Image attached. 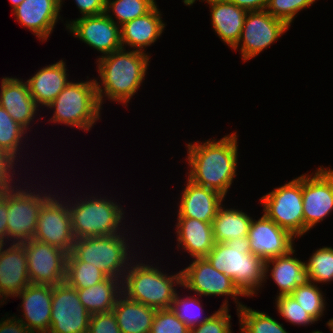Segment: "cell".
Listing matches in <instances>:
<instances>
[{"label": "cell", "instance_id": "cell-49", "mask_svg": "<svg viewBox=\"0 0 333 333\" xmlns=\"http://www.w3.org/2000/svg\"><path fill=\"white\" fill-rule=\"evenodd\" d=\"M196 0H183L184 4L187 6L192 5L193 3H195Z\"/></svg>", "mask_w": 333, "mask_h": 333}, {"label": "cell", "instance_id": "cell-36", "mask_svg": "<svg viewBox=\"0 0 333 333\" xmlns=\"http://www.w3.org/2000/svg\"><path fill=\"white\" fill-rule=\"evenodd\" d=\"M26 129L17 123L0 105V148L8 152L15 160Z\"/></svg>", "mask_w": 333, "mask_h": 333}, {"label": "cell", "instance_id": "cell-47", "mask_svg": "<svg viewBox=\"0 0 333 333\" xmlns=\"http://www.w3.org/2000/svg\"><path fill=\"white\" fill-rule=\"evenodd\" d=\"M246 11L265 10L269 0H228Z\"/></svg>", "mask_w": 333, "mask_h": 333}, {"label": "cell", "instance_id": "cell-9", "mask_svg": "<svg viewBox=\"0 0 333 333\" xmlns=\"http://www.w3.org/2000/svg\"><path fill=\"white\" fill-rule=\"evenodd\" d=\"M15 189L6 191L7 239L20 244L34 238L39 212L52 195Z\"/></svg>", "mask_w": 333, "mask_h": 333}, {"label": "cell", "instance_id": "cell-4", "mask_svg": "<svg viewBox=\"0 0 333 333\" xmlns=\"http://www.w3.org/2000/svg\"><path fill=\"white\" fill-rule=\"evenodd\" d=\"M129 268L122 280V294L155 309H169L177 294L174 286H182V271L164 274L157 267L138 263ZM131 266V267H130Z\"/></svg>", "mask_w": 333, "mask_h": 333}, {"label": "cell", "instance_id": "cell-14", "mask_svg": "<svg viewBox=\"0 0 333 333\" xmlns=\"http://www.w3.org/2000/svg\"><path fill=\"white\" fill-rule=\"evenodd\" d=\"M51 197L41 208L33 239L57 247L67 254L72 251L75 238L67 202ZM67 203V204H66Z\"/></svg>", "mask_w": 333, "mask_h": 333}, {"label": "cell", "instance_id": "cell-34", "mask_svg": "<svg viewBox=\"0 0 333 333\" xmlns=\"http://www.w3.org/2000/svg\"><path fill=\"white\" fill-rule=\"evenodd\" d=\"M307 280L314 283L333 281V248L322 247L305 262Z\"/></svg>", "mask_w": 333, "mask_h": 333}, {"label": "cell", "instance_id": "cell-10", "mask_svg": "<svg viewBox=\"0 0 333 333\" xmlns=\"http://www.w3.org/2000/svg\"><path fill=\"white\" fill-rule=\"evenodd\" d=\"M288 29L289 25L286 22L273 17L266 9L249 11L245 17L241 37L233 49L237 50L241 46V58L247 61L258 56Z\"/></svg>", "mask_w": 333, "mask_h": 333}, {"label": "cell", "instance_id": "cell-43", "mask_svg": "<svg viewBox=\"0 0 333 333\" xmlns=\"http://www.w3.org/2000/svg\"><path fill=\"white\" fill-rule=\"evenodd\" d=\"M15 159L4 149L0 148V192L15 188L11 185L13 180L12 176L15 171H11L14 168ZM14 172V173H11Z\"/></svg>", "mask_w": 333, "mask_h": 333}, {"label": "cell", "instance_id": "cell-40", "mask_svg": "<svg viewBox=\"0 0 333 333\" xmlns=\"http://www.w3.org/2000/svg\"><path fill=\"white\" fill-rule=\"evenodd\" d=\"M228 301L225 299L221 307L203 323L190 328L189 333H232L231 315H229Z\"/></svg>", "mask_w": 333, "mask_h": 333}, {"label": "cell", "instance_id": "cell-41", "mask_svg": "<svg viewBox=\"0 0 333 333\" xmlns=\"http://www.w3.org/2000/svg\"><path fill=\"white\" fill-rule=\"evenodd\" d=\"M190 328L169 309H158L150 333H189Z\"/></svg>", "mask_w": 333, "mask_h": 333}, {"label": "cell", "instance_id": "cell-44", "mask_svg": "<svg viewBox=\"0 0 333 333\" xmlns=\"http://www.w3.org/2000/svg\"><path fill=\"white\" fill-rule=\"evenodd\" d=\"M82 17L97 16L105 13L106 0H75Z\"/></svg>", "mask_w": 333, "mask_h": 333}, {"label": "cell", "instance_id": "cell-37", "mask_svg": "<svg viewBox=\"0 0 333 333\" xmlns=\"http://www.w3.org/2000/svg\"><path fill=\"white\" fill-rule=\"evenodd\" d=\"M171 310L189 328L198 326L199 324L205 322L210 317V316L208 317L204 316V318L201 319L202 318L200 317L202 316L201 312L204 310H202V305L199 301V298L196 299L195 296L193 297L188 296L185 299L178 296L177 293L172 302Z\"/></svg>", "mask_w": 333, "mask_h": 333}, {"label": "cell", "instance_id": "cell-46", "mask_svg": "<svg viewBox=\"0 0 333 333\" xmlns=\"http://www.w3.org/2000/svg\"><path fill=\"white\" fill-rule=\"evenodd\" d=\"M7 238V203L6 191L0 192V245H6ZM5 241V242H4Z\"/></svg>", "mask_w": 333, "mask_h": 333}, {"label": "cell", "instance_id": "cell-28", "mask_svg": "<svg viewBox=\"0 0 333 333\" xmlns=\"http://www.w3.org/2000/svg\"><path fill=\"white\" fill-rule=\"evenodd\" d=\"M112 311L121 333H150L157 309L121 294Z\"/></svg>", "mask_w": 333, "mask_h": 333}, {"label": "cell", "instance_id": "cell-19", "mask_svg": "<svg viewBox=\"0 0 333 333\" xmlns=\"http://www.w3.org/2000/svg\"><path fill=\"white\" fill-rule=\"evenodd\" d=\"M61 6L62 0H24L13 12L21 25L47 41L60 19Z\"/></svg>", "mask_w": 333, "mask_h": 333}, {"label": "cell", "instance_id": "cell-35", "mask_svg": "<svg viewBox=\"0 0 333 333\" xmlns=\"http://www.w3.org/2000/svg\"><path fill=\"white\" fill-rule=\"evenodd\" d=\"M317 286V283L306 280L290 294L316 321L320 320L326 307L324 295Z\"/></svg>", "mask_w": 333, "mask_h": 333}, {"label": "cell", "instance_id": "cell-11", "mask_svg": "<svg viewBox=\"0 0 333 333\" xmlns=\"http://www.w3.org/2000/svg\"><path fill=\"white\" fill-rule=\"evenodd\" d=\"M52 311L48 333H88L91 314L77 290L65 282L52 288Z\"/></svg>", "mask_w": 333, "mask_h": 333}, {"label": "cell", "instance_id": "cell-52", "mask_svg": "<svg viewBox=\"0 0 333 333\" xmlns=\"http://www.w3.org/2000/svg\"><path fill=\"white\" fill-rule=\"evenodd\" d=\"M311 333H323V332H320V331H313Z\"/></svg>", "mask_w": 333, "mask_h": 333}, {"label": "cell", "instance_id": "cell-32", "mask_svg": "<svg viewBox=\"0 0 333 333\" xmlns=\"http://www.w3.org/2000/svg\"><path fill=\"white\" fill-rule=\"evenodd\" d=\"M241 333H288L274 318L242 305L237 310Z\"/></svg>", "mask_w": 333, "mask_h": 333}, {"label": "cell", "instance_id": "cell-22", "mask_svg": "<svg viewBox=\"0 0 333 333\" xmlns=\"http://www.w3.org/2000/svg\"><path fill=\"white\" fill-rule=\"evenodd\" d=\"M0 105L26 130L38 110L27 82L13 77H3L1 81Z\"/></svg>", "mask_w": 333, "mask_h": 333}, {"label": "cell", "instance_id": "cell-5", "mask_svg": "<svg viewBox=\"0 0 333 333\" xmlns=\"http://www.w3.org/2000/svg\"><path fill=\"white\" fill-rule=\"evenodd\" d=\"M46 107L54 108L51 122L89 131L100 118L102 109L96 93L95 79L69 82Z\"/></svg>", "mask_w": 333, "mask_h": 333}, {"label": "cell", "instance_id": "cell-29", "mask_svg": "<svg viewBox=\"0 0 333 333\" xmlns=\"http://www.w3.org/2000/svg\"><path fill=\"white\" fill-rule=\"evenodd\" d=\"M121 283L120 279L107 277L94 286L78 289L77 293L81 303L91 315L107 313L112 311L118 297L122 294Z\"/></svg>", "mask_w": 333, "mask_h": 333}, {"label": "cell", "instance_id": "cell-16", "mask_svg": "<svg viewBox=\"0 0 333 333\" xmlns=\"http://www.w3.org/2000/svg\"><path fill=\"white\" fill-rule=\"evenodd\" d=\"M66 28L76 38L101 52L103 56L122 48L120 26L109 13L81 16L66 24Z\"/></svg>", "mask_w": 333, "mask_h": 333}, {"label": "cell", "instance_id": "cell-13", "mask_svg": "<svg viewBox=\"0 0 333 333\" xmlns=\"http://www.w3.org/2000/svg\"><path fill=\"white\" fill-rule=\"evenodd\" d=\"M312 175L302 174L304 234L333 210V170L320 166Z\"/></svg>", "mask_w": 333, "mask_h": 333}, {"label": "cell", "instance_id": "cell-48", "mask_svg": "<svg viewBox=\"0 0 333 333\" xmlns=\"http://www.w3.org/2000/svg\"><path fill=\"white\" fill-rule=\"evenodd\" d=\"M24 0H10L13 10H15Z\"/></svg>", "mask_w": 333, "mask_h": 333}, {"label": "cell", "instance_id": "cell-50", "mask_svg": "<svg viewBox=\"0 0 333 333\" xmlns=\"http://www.w3.org/2000/svg\"><path fill=\"white\" fill-rule=\"evenodd\" d=\"M327 326L331 329V331L333 332V318H331L328 322H327Z\"/></svg>", "mask_w": 333, "mask_h": 333}, {"label": "cell", "instance_id": "cell-7", "mask_svg": "<svg viewBox=\"0 0 333 333\" xmlns=\"http://www.w3.org/2000/svg\"><path fill=\"white\" fill-rule=\"evenodd\" d=\"M122 236L123 233L119 232L110 236L77 239L71 253L79 261L100 268L107 277L123 280L131 257L128 251L130 247L125 242L128 240Z\"/></svg>", "mask_w": 333, "mask_h": 333}, {"label": "cell", "instance_id": "cell-45", "mask_svg": "<svg viewBox=\"0 0 333 333\" xmlns=\"http://www.w3.org/2000/svg\"><path fill=\"white\" fill-rule=\"evenodd\" d=\"M2 318L0 321V333H32L18 318ZM5 319V320H4Z\"/></svg>", "mask_w": 333, "mask_h": 333}, {"label": "cell", "instance_id": "cell-12", "mask_svg": "<svg viewBox=\"0 0 333 333\" xmlns=\"http://www.w3.org/2000/svg\"><path fill=\"white\" fill-rule=\"evenodd\" d=\"M27 255L31 284L59 285L65 281L67 253L47 243L30 239L20 243Z\"/></svg>", "mask_w": 333, "mask_h": 333}, {"label": "cell", "instance_id": "cell-17", "mask_svg": "<svg viewBox=\"0 0 333 333\" xmlns=\"http://www.w3.org/2000/svg\"><path fill=\"white\" fill-rule=\"evenodd\" d=\"M248 239L251 253L266 261L292 250L295 237L263 214L259 220L252 219Z\"/></svg>", "mask_w": 333, "mask_h": 333}, {"label": "cell", "instance_id": "cell-24", "mask_svg": "<svg viewBox=\"0 0 333 333\" xmlns=\"http://www.w3.org/2000/svg\"><path fill=\"white\" fill-rule=\"evenodd\" d=\"M161 16L156 5L149 13L120 26L122 48L128 45L145 53L143 49L154 44L165 28Z\"/></svg>", "mask_w": 333, "mask_h": 333}, {"label": "cell", "instance_id": "cell-51", "mask_svg": "<svg viewBox=\"0 0 333 333\" xmlns=\"http://www.w3.org/2000/svg\"><path fill=\"white\" fill-rule=\"evenodd\" d=\"M2 297V298H1ZM0 298L2 299V300H0L1 301V303L0 304H2L3 302H4V298H3V296H2V294L0 293ZM3 301V302H2Z\"/></svg>", "mask_w": 333, "mask_h": 333}, {"label": "cell", "instance_id": "cell-39", "mask_svg": "<svg viewBox=\"0 0 333 333\" xmlns=\"http://www.w3.org/2000/svg\"><path fill=\"white\" fill-rule=\"evenodd\" d=\"M315 1L316 0H269L266 11L290 26L296 14L302 9L310 7Z\"/></svg>", "mask_w": 333, "mask_h": 333}, {"label": "cell", "instance_id": "cell-23", "mask_svg": "<svg viewBox=\"0 0 333 333\" xmlns=\"http://www.w3.org/2000/svg\"><path fill=\"white\" fill-rule=\"evenodd\" d=\"M202 1L207 2L211 7V21L215 33L226 45L233 49L241 37L248 11L228 0Z\"/></svg>", "mask_w": 333, "mask_h": 333}, {"label": "cell", "instance_id": "cell-2", "mask_svg": "<svg viewBox=\"0 0 333 333\" xmlns=\"http://www.w3.org/2000/svg\"><path fill=\"white\" fill-rule=\"evenodd\" d=\"M149 57L143 52L126 51L125 48L99 57L97 71L102 82L95 80V84L100 106L106 96L125 105L129 103L145 78Z\"/></svg>", "mask_w": 333, "mask_h": 333}, {"label": "cell", "instance_id": "cell-15", "mask_svg": "<svg viewBox=\"0 0 333 333\" xmlns=\"http://www.w3.org/2000/svg\"><path fill=\"white\" fill-rule=\"evenodd\" d=\"M182 271V286L199 296H231L237 310L243 305L237 296H244L232 279L216 270L206 258H194ZM237 300V301H236Z\"/></svg>", "mask_w": 333, "mask_h": 333}, {"label": "cell", "instance_id": "cell-26", "mask_svg": "<svg viewBox=\"0 0 333 333\" xmlns=\"http://www.w3.org/2000/svg\"><path fill=\"white\" fill-rule=\"evenodd\" d=\"M66 65L63 60L40 69L28 79L29 92L39 106H48L70 82L67 79Z\"/></svg>", "mask_w": 333, "mask_h": 333}, {"label": "cell", "instance_id": "cell-31", "mask_svg": "<svg viewBox=\"0 0 333 333\" xmlns=\"http://www.w3.org/2000/svg\"><path fill=\"white\" fill-rule=\"evenodd\" d=\"M107 276L90 263L79 261L71 252L67 255L65 283L72 288L84 289L105 280Z\"/></svg>", "mask_w": 333, "mask_h": 333}, {"label": "cell", "instance_id": "cell-8", "mask_svg": "<svg viewBox=\"0 0 333 333\" xmlns=\"http://www.w3.org/2000/svg\"><path fill=\"white\" fill-rule=\"evenodd\" d=\"M263 214L295 238L304 235L302 175L260 199Z\"/></svg>", "mask_w": 333, "mask_h": 333}, {"label": "cell", "instance_id": "cell-30", "mask_svg": "<svg viewBox=\"0 0 333 333\" xmlns=\"http://www.w3.org/2000/svg\"><path fill=\"white\" fill-rule=\"evenodd\" d=\"M219 207L212 221L215 243H226L240 237H248L252 217L238 209Z\"/></svg>", "mask_w": 333, "mask_h": 333}, {"label": "cell", "instance_id": "cell-42", "mask_svg": "<svg viewBox=\"0 0 333 333\" xmlns=\"http://www.w3.org/2000/svg\"><path fill=\"white\" fill-rule=\"evenodd\" d=\"M88 333H121L113 311L92 314Z\"/></svg>", "mask_w": 333, "mask_h": 333}, {"label": "cell", "instance_id": "cell-20", "mask_svg": "<svg viewBox=\"0 0 333 333\" xmlns=\"http://www.w3.org/2000/svg\"><path fill=\"white\" fill-rule=\"evenodd\" d=\"M11 244L6 249L0 245V293L4 299L17 297L31 283L24 247L17 243Z\"/></svg>", "mask_w": 333, "mask_h": 333}, {"label": "cell", "instance_id": "cell-3", "mask_svg": "<svg viewBox=\"0 0 333 333\" xmlns=\"http://www.w3.org/2000/svg\"><path fill=\"white\" fill-rule=\"evenodd\" d=\"M219 272L230 277L245 296H253L265 282V261L251 253L248 237L215 243L205 257Z\"/></svg>", "mask_w": 333, "mask_h": 333}, {"label": "cell", "instance_id": "cell-6", "mask_svg": "<svg viewBox=\"0 0 333 333\" xmlns=\"http://www.w3.org/2000/svg\"><path fill=\"white\" fill-rule=\"evenodd\" d=\"M76 202L68 205L75 240L118 234L124 212L117 202L94 196Z\"/></svg>", "mask_w": 333, "mask_h": 333}, {"label": "cell", "instance_id": "cell-27", "mask_svg": "<svg viewBox=\"0 0 333 333\" xmlns=\"http://www.w3.org/2000/svg\"><path fill=\"white\" fill-rule=\"evenodd\" d=\"M295 248L290 250L287 254L271 258L265 261V280L268 279L266 275L270 270L269 267L272 263L270 276L279 287V294L290 295L300 284L307 280L305 262L291 257L294 254Z\"/></svg>", "mask_w": 333, "mask_h": 333}, {"label": "cell", "instance_id": "cell-33", "mask_svg": "<svg viewBox=\"0 0 333 333\" xmlns=\"http://www.w3.org/2000/svg\"><path fill=\"white\" fill-rule=\"evenodd\" d=\"M156 5L155 0H106L105 13L112 11L118 19L115 23L122 26L126 22L149 13Z\"/></svg>", "mask_w": 333, "mask_h": 333}, {"label": "cell", "instance_id": "cell-18", "mask_svg": "<svg viewBox=\"0 0 333 333\" xmlns=\"http://www.w3.org/2000/svg\"><path fill=\"white\" fill-rule=\"evenodd\" d=\"M51 285L29 284L18 295L22 298L23 317L18 319L32 333H48L52 311ZM26 320V321H25Z\"/></svg>", "mask_w": 333, "mask_h": 333}, {"label": "cell", "instance_id": "cell-1", "mask_svg": "<svg viewBox=\"0 0 333 333\" xmlns=\"http://www.w3.org/2000/svg\"><path fill=\"white\" fill-rule=\"evenodd\" d=\"M237 133L220 140H207L187 145L190 170L188 179L195 184L218 191L224 197L236 176L238 161Z\"/></svg>", "mask_w": 333, "mask_h": 333}, {"label": "cell", "instance_id": "cell-38", "mask_svg": "<svg viewBox=\"0 0 333 333\" xmlns=\"http://www.w3.org/2000/svg\"><path fill=\"white\" fill-rule=\"evenodd\" d=\"M275 300L278 313L288 322L305 326L317 322L291 295H282Z\"/></svg>", "mask_w": 333, "mask_h": 333}, {"label": "cell", "instance_id": "cell-25", "mask_svg": "<svg viewBox=\"0 0 333 333\" xmlns=\"http://www.w3.org/2000/svg\"><path fill=\"white\" fill-rule=\"evenodd\" d=\"M178 248L181 246L194 258H205L215 245L212 222L194 218H177Z\"/></svg>", "mask_w": 333, "mask_h": 333}, {"label": "cell", "instance_id": "cell-21", "mask_svg": "<svg viewBox=\"0 0 333 333\" xmlns=\"http://www.w3.org/2000/svg\"><path fill=\"white\" fill-rule=\"evenodd\" d=\"M187 181L180 196L177 217L212 222L225 197L216 190Z\"/></svg>", "mask_w": 333, "mask_h": 333}]
</instances>
